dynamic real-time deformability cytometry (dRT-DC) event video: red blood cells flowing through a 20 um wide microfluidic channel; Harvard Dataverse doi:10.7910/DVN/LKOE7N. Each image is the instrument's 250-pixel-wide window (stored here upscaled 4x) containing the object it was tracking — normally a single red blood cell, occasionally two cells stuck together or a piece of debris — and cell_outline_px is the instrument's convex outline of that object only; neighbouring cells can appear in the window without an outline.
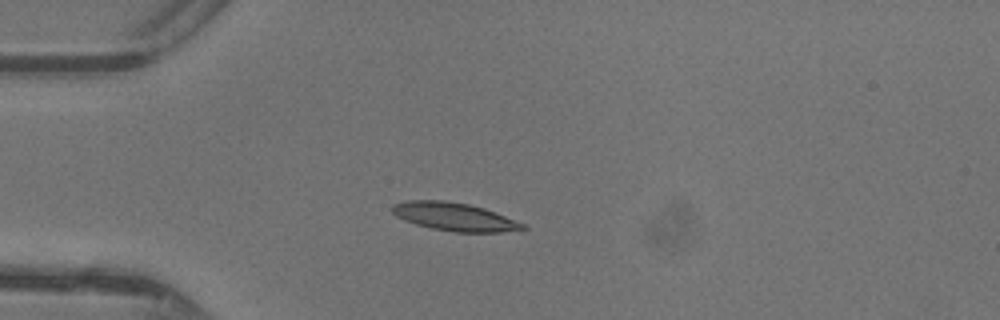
{"species": "common noctule bat (a hibernating species)", "species_latin": "Nyctalus noctula", "temperature_condition": "warm", "stored_images_in_passage": 35, "camera_frame_rate_fps": 3000, "um_per_image_px": 0.085, "animal": {"sex": "female"}, "frame": {"image": 1, "passage_image": 1, "time_ms": 0.0, "image_size_px": [1000, 320], "cell_outline_px": [[528, 228], [500, 232], [456, 232], [432, 228], [416, 224], [404, 220], [396, 216], [392, 212], [392, 204], [408, 200], [444, 200], [468, 204], [484, 208], [496, 212], [524, 224]], "centroid_in_image_um": [38.6, 18.41], "position_along_channel_um": 46.4, "area_um2": 21.27}}
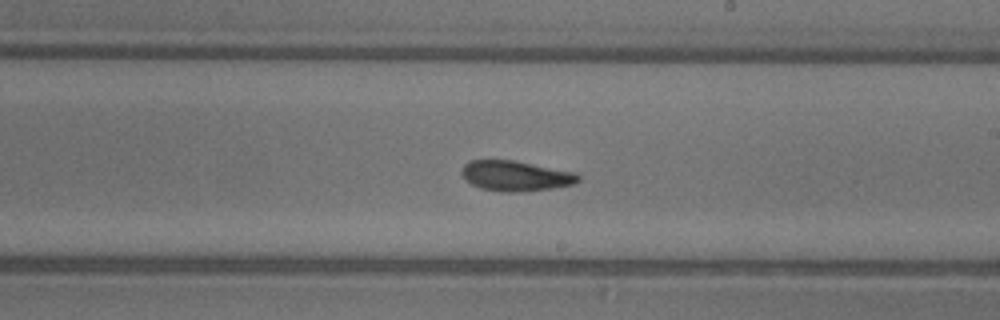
{"frame": {"image": 2, "passage_image": 16, "time_ms": 5.0, "image_size_px": [1000, 320], "cell_outline_px": [[580, 180], [572, 184], [552, 188], [516, 192], [500, 192], [480, 188], [464, 180], [460, 172], [460, 168], [468, 160], [512, 160], [576, 172], [580, 176]], "centroid_in_image_um": [43.77, 14.94], "position_along_channel_um": 245.2, "area_um2": 20.69}}
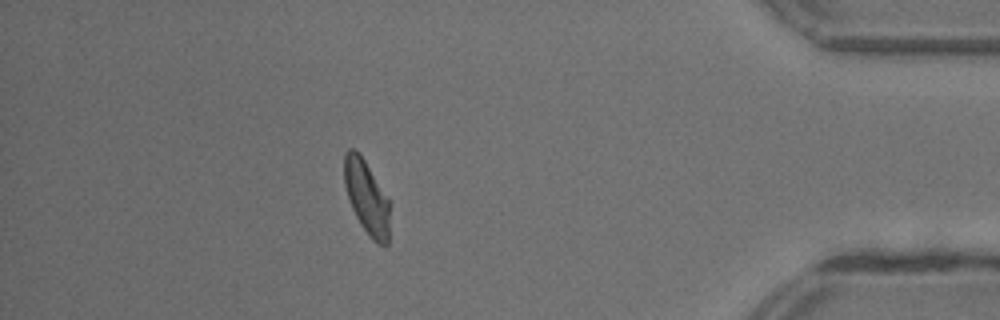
{"frame": {"image": 3, "passage_image": 30, "time_ms": 9.667, "image_size_px": [1000, 320], "cell_outline_px": [[388, 244], [376, 244], [368, 236], [360, 224], [352, 208], [344, 184], [344, 152], [348, 148], [356, 148], [364, 160], [388, 200]], "centroid_in_image_um": [31.12, 16.75], "position_along_channel_um": 404.1, "area_um2": 19.13}, "authors_computed_cell_mechanics": {"area_um2": 20.23, "velocity_mm_per_s": 4.3876, "shape_relaxation_time_tau1_ms": 7.3684, "shape_relaxation_time_tau2_ms": 2.3935, "deformation_change_tau1": 0.2368, "deformation_change_tau2": 0.1001}}